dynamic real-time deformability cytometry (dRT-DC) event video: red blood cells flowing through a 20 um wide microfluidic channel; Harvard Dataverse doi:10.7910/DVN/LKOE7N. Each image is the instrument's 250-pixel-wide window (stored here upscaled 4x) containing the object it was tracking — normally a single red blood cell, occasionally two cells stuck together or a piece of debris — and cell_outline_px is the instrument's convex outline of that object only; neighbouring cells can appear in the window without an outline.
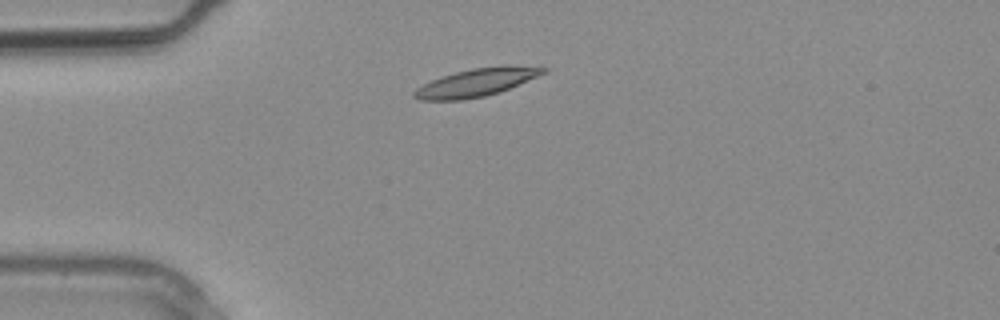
{"species": "common noctule bat (a hibernating species)", "species_latin": "Nyctalus noctula", "temperature_condition": "warm", "stored_images_in_passage": 1, "camera_frame_rate_fps": 3000, "um_per_image_px": 0.085, "animal": {"sex": "male", "body_mass_g": 20.4}, "frame": {"image": 1, "passage_image": 1, "time_ms": 0.0, "image_size_px": [1000, 320], "cell_outline_px": [[548, 72], [500, 92], [484, 96], [460, 100], [420, 100], [412, 96], [412, 92], [416, 88], [432, 80], [456, 72], [472, 68], [504, 64], [508, 64], [548, 68]], "centroid_in_image_um": [40.54, 6.99], "position_along_channel_um": 44.5, "area_um2": 21.1}}